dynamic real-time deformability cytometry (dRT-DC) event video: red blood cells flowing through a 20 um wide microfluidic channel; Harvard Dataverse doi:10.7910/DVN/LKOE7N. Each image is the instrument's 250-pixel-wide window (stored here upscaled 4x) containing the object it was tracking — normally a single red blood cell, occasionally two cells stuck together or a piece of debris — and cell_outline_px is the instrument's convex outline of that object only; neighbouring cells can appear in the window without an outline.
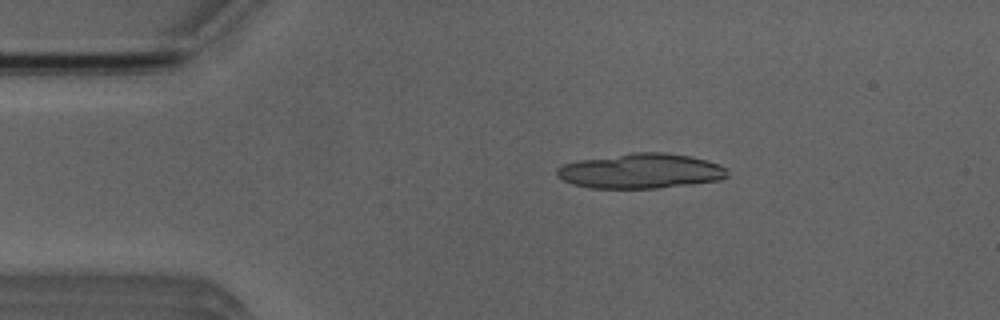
{"species": "Egyptian fruit bat (a non-hibernating species)", "species_latin": "Rousettus aegyptiacus", "temperature_condition": "room temperature", "stored_images_in_passage": 12, "camera_frame_rate_fps": 3000, "um_per_image_px": 0.085, "animal": {"sex": "male"}, "frame": {"image": 1, "passage_image": 3, "time_ms": 0.667, "image_size_px": [1000, 320], "cell_outline_px": [[728, 176], [720, 180], [692, 184], [656, 188], [588, 188], [572, 184], [556, 176], [556, 168], [564, 164], [580, 160], [632, 152], [664, 152], [692, 156], [708, 160], [720, 164], [728, 168]], "centroid_in_image_um": [54.5, 14.53], "position_along_channel_um": 30.5, "area_um2": 35.03}}